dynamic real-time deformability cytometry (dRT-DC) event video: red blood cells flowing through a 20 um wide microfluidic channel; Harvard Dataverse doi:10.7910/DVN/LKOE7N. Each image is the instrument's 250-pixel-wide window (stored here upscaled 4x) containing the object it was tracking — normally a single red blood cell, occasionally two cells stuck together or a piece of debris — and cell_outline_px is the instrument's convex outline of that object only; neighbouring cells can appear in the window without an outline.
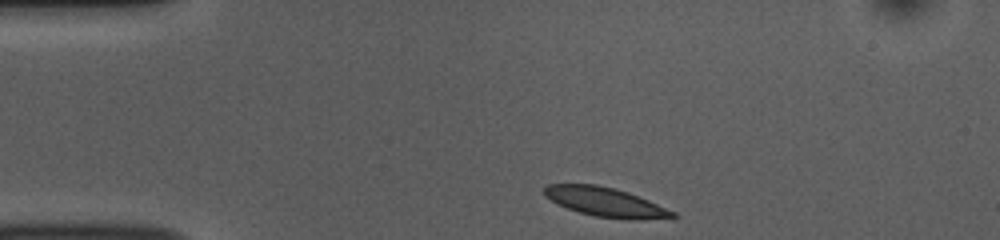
{"species": "common noctule bat (a hibernating species)", "species_latin": "Nyctalus noctula", "temperature_condition": "room temperature", "stored_images_in_passage": 36, "camera_frame_rate_fps": 3000, "um_per_image_px": 0.085, "animal": {"sex": "female", "body_mass_g": 10.0, "forearm_length_mm": 53.1}, "frame": {"image": 1, "passage_image": 1, "time_ms": 0.0, "image_size_px": [1000, 240], "cell_outline_px": [[676, 216], [644, 220], [628, 220], [596, 216], [580, 212], [568, 208], [544, 196], [544, 188], [548, 184], [596, 184], [628, 192], [648, 200], [676, 212]], "centroid_in_image_um": [51.48, 17.18], "position_along_channel_um": 33.5, "area_um2": 21.56}}
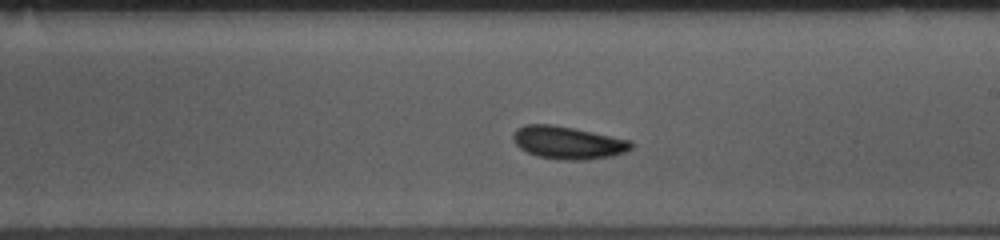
{"frame": {"image": 2, "passage_image": 21, "time_ms": 6.667, "image_size_px": [1000, 240], "cell_outline_px": [[632, 148], [624, 152], [612, 156], [584, 160], [564, 160], [536, 156], [520, 148], [512, 140], [512, 132], [516, 128], [524, 124], [552, 124], [632, 140]], "centroid_in_image_um": [48.23, 12.12], "position_along_channel_um": 240.8, "area_um2": 22.54}}
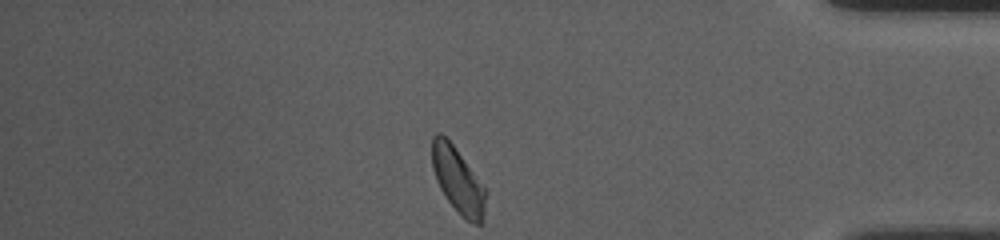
{"frame": {"image": 3, "passage_image": 36, "time_ms": 11.667, "image_size_px": [1000, 240], "cell_outline_px": [[488, 192], [484, 212], [480, 224], [472, 224], [460, 216], [448, 200], [440, 188], [436, 180], [432, 168], [432, 136], [436, 132], [440, 132], [452, 144]], "centroid_in_image_um": [38.92, 15.35], "position_along_channel_um": 396.3, "area_um2": 20.4}, "authors_computed_cell_mechanics": {"area_um2": 21.5883, "velocity_mm_per_s": 3.737, "shape_relaxation_time_tau1_ms": 2.7018, "shape_relaxation_time_tau2_ms": 2.1632, "deformation_change_tau1": 0.1004, "deformation_change_tau2": 0.0602}}